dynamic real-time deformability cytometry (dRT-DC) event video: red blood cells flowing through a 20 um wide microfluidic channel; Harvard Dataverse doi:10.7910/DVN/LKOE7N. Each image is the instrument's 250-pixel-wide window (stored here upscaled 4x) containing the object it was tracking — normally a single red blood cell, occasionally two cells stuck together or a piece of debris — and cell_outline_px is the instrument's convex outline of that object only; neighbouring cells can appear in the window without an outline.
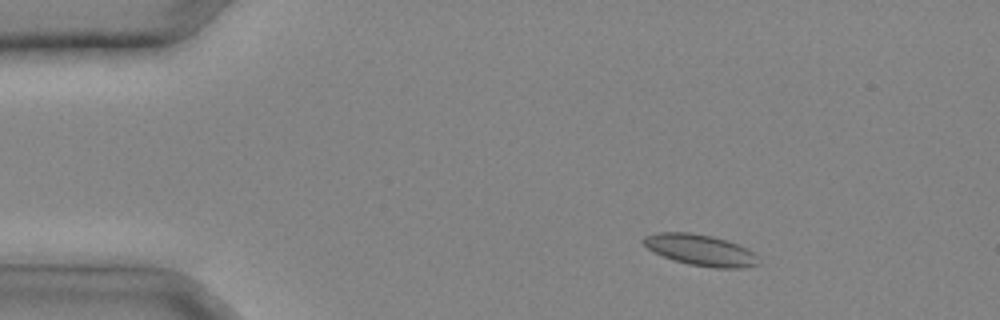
{"species": "common noctule bat (a hibernating species)", "species_latin": "Nyctalus noctula", "temperature_condition": "cold", "stored_images_in_passage": 31, "camera_frame_rate_fps": 3000, "um_per_image_px": 0.085, "animal": {"sex": "male", "body_mass_g": 20.4}, "frame": {"image": 1, "passage_image": 4, "time_ms": 1.0, "image_size_px": [1000, 320], "cell_outline_px": [[760, 264], [740, 268], [716, 268], [688, 264], [664, 256], [648, 248], [640, 240], [644, 236], [656, 232], [692, 232], [712, 236], [748, 248], [756, 256]], "centroid_in_image_um": [59.52, 21.24], "position_along_channel_um": 25.5, "area_um2": 20.69}}
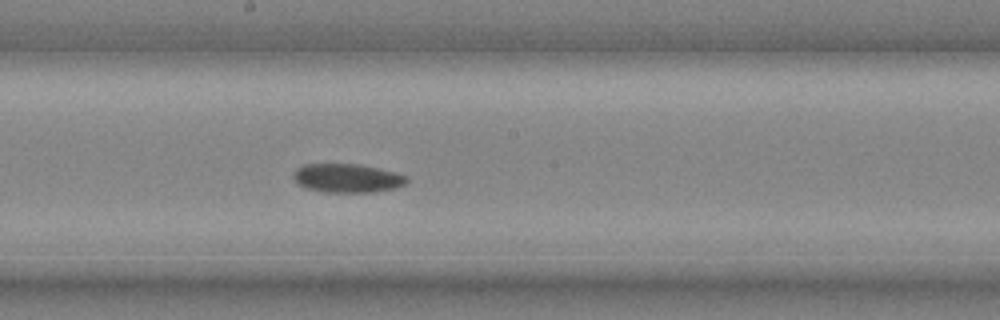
{"frame": {"image": 2, "passage_image": 17, "time_ms": 5.333, "image_size_px": [1000, 320], "cell_outline_px": [[408, 180], [404, 184], [396, 188], [372, 192], [324, 192], [308, 188], [300, 184], [292, 176], [292, 172], [296, 168], [304, 164], [360, 164], [396, 172], [408, 176]], "centroid_in_image_um": [29.53, 15.13], "position_along_channel_um": 218.7, "area_um2": 19.02}}
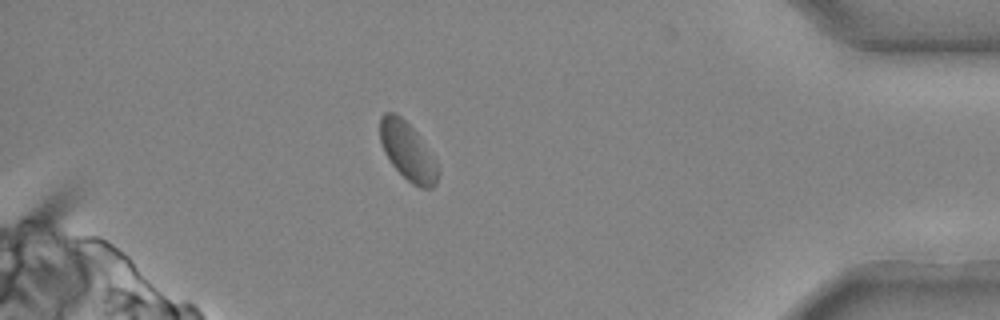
{"frame": {"image": 3, "passage_image": 28, "time_ms": 9.0, "image_size_px": [1000, 320], "cell_outline_px": [[436, 184], [432, 188], [420, 188], [412, 184], [392, 164], [384, 152], [380, 140], [380, 116], [384, 112], [392, 112], [400, 116], [416, 132], [436, 160]], "centroid_in_image_um": [34.62, 12.84], "position_along_channel_um": 400.6, "area_um2": 19.13}}